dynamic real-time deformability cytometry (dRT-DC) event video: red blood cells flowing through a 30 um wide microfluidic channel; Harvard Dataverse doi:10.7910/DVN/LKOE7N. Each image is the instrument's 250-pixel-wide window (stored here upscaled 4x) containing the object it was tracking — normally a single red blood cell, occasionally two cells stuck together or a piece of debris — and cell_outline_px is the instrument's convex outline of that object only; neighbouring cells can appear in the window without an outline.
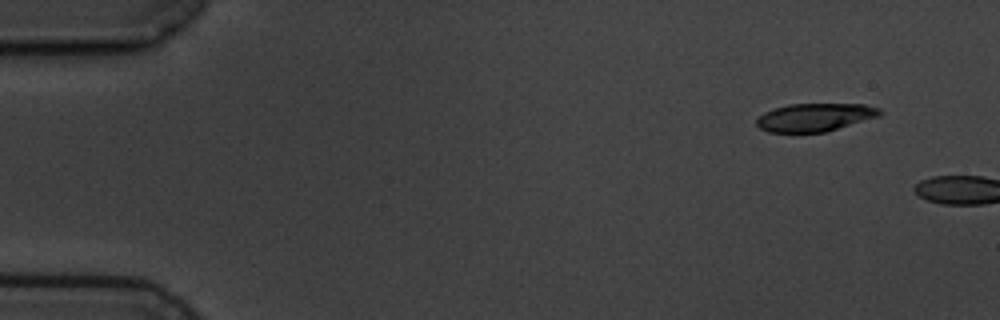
{"species": "common noctule bat (a hibernating species)", "species_latin": "Nyctalus noctula", "temperature_condition": "cold", "stored_images_in_passage": 2, "camera_frame_rate_fps": 3000, "um_per_image_px": 0.085, "animal": {"sex": "male", "body_mass_g": 19.5, "forearm_length_mm": 54.6}, "frame": {"image": 1, "passage_image": 1, "time_ms": 0.0, "image_size_px": [1000, 320], "cell_outline_px": [[884, 112], [880, 116], [824, 132], [768, 132], [760, 128], [756, 124], [756, 116], [764, 112], [788, 104], [864, 104], [880, 108]], "centroid_in_image_um": [69.26, 9.96], "position_along_channel_um": 15.7, "area_um2": 20.17}}